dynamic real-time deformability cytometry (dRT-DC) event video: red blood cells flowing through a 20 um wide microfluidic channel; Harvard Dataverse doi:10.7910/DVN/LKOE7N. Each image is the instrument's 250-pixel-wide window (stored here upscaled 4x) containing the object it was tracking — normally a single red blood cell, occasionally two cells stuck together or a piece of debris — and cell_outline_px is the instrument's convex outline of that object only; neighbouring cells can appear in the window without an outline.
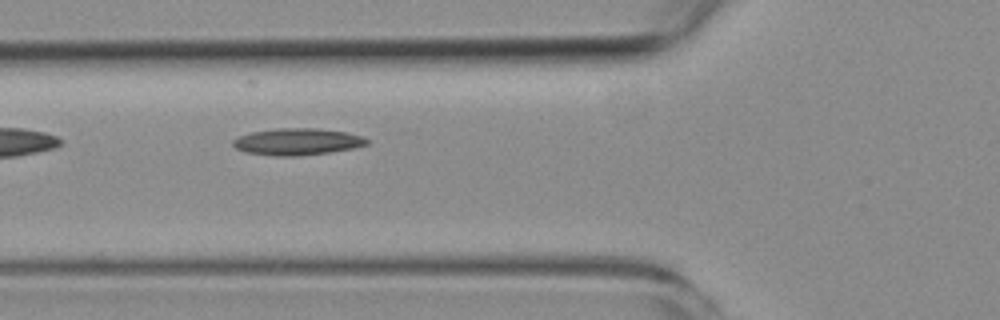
{"species": "common noctule bat (a hibernating species)", "species_latin": "Nyctalus noctula", "temperature_condition": "room temperature", "stored_images_in_passage": 6, "camera_frame_rate_fps": 3000, "um_per_image_px": 0.085, "animal": {"sex": "female", "body_mass_g": 19.3, "forearm_length_mm": 54.1}, "frame": {"image": 1, "passage_image": 5, "time_ms": 5.667, "image_size_px": [1000, 320], "cell_outline_px": [[368, 144], [352, 148], [328, 152], [292, 156], [276, 156], [244, 152], [236, 148], [232, 144], [232, 140], [240, 136], [252, 132], [276, 128], [316, 128], [344, 132], [364, 136], [368, 140]], "centroid_in_image_um": [25.25, 12.04], "position_along_channel_um": 100.6, "area_um2": 20.69}}